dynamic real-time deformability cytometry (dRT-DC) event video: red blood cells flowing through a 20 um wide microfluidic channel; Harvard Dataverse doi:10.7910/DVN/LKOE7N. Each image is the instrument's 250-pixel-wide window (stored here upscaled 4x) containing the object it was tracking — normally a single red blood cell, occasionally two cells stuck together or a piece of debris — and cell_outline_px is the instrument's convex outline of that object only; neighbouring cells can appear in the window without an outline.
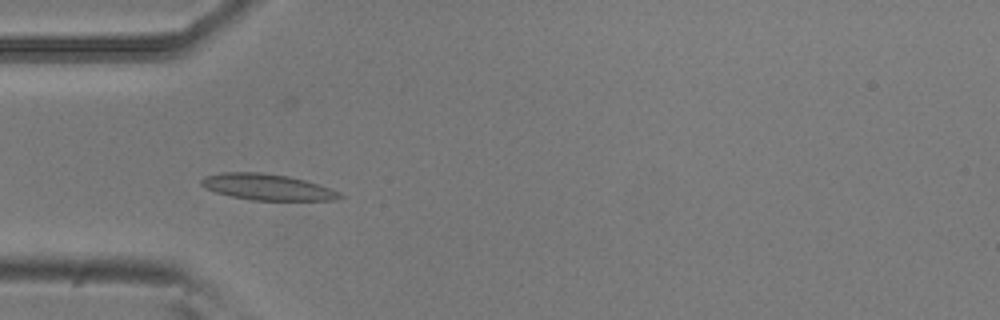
{"species": "common noctule bat (a hibernating species)", "species_latin": "Nyctalus noctula", "temperature_condition": "room temperature", "stored_images_in_passage": 48, "camera_frame_rate_fps": 3000, "um_per_image_px": 0.085, "animal": {"sex": "male", "body_mass_g": 20.5, "forearm_length_mm": 52.5}, "frame": {"image": 1, "passage_image": 11, "time_ms": 3.333, "image_size_px": [1000, 320], "cell_outline_px": [[344, 196], [332, 200], [252, 200], [232, 196], [216, 192], [204, 188], [200, 184], [200, 180], [204, 176], [220, 172], [260, 172], [288, 176], [304, 180], [340, 192]], "centroid_in_image_um": [22.65, 15.89], "position_along_channel_um": 62.3, "area_um2": 20.92}}
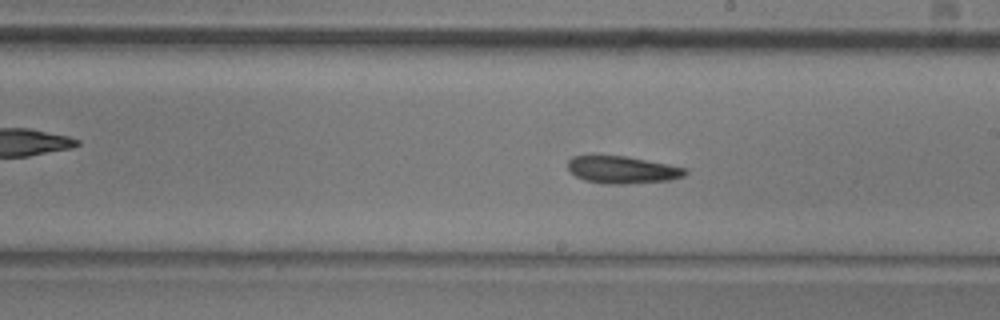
{"frame": {"image": 2, "passage_image": 25, "time_ms": 8.0, "image_size_px": [1000, 320], "cell_outline_px": [[688, 172], [684, 176], [668, 180], [624, 184], [604, 184], [584, 180], [576, 176], [568, 168], [568, 160], [572, 156], [628, 156], [688, 168]], "centroid_in_image_um": [52.92, 14.43], "position_along_channel_um": 236.1, "area_um2": 18.67}}
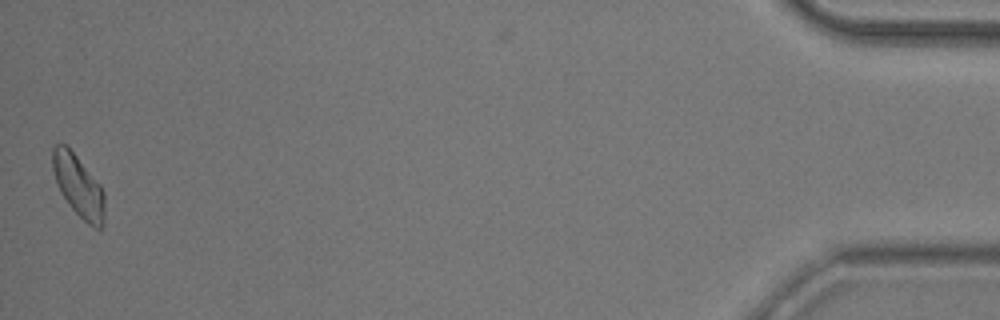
{"frame": {"image": 3, "passage_image": 48, "time_ms": 15.667, "image_size_px": [1000, 320], "cell_outline_px": [[104, 224], [100, 232], [92, 228], [68, 204], [60, 192], [56, 184], [52, 168], [52, 148], [56, 144], [64, 144], [76, 156], [100, 184], [104, 192]], "centroid_in_image_um": [6.67, 15.86], "position_along_channel_um": 428.5, "area_um2": 18.84}, "authors_computed_cell_mechanics": {"area_um2": 18.8428, "velocity_mm_per_s": 3.7418, "shape_relaxation_time_tau1_ms": null, "shape_relaxation_time_tau2_ms": 7.9226, "deformation_change_tau1": null, "deformation_change_tau2": 0.1732}}